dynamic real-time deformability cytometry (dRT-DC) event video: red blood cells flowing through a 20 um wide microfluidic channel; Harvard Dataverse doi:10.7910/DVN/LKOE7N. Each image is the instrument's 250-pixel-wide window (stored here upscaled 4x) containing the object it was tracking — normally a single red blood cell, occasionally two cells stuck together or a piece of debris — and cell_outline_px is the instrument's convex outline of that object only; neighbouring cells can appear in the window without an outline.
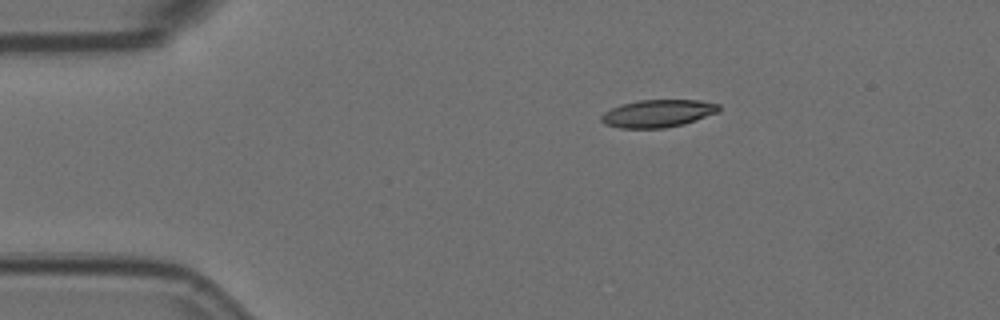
{"species": "Egyptian fruit bat (a non-hibernating species)", "species_latin": "Rousettus aegyptiacus", "temperature_condition": "room temperature", "stored_images_in_passage": 2, "camera_frame_rate_fps": 3000, "um_per_image_px": 0.085, "animal": {"sex": "female"}, "frame": {"image": 1, "passage_image": 1, "time_ms": 0.0, "image_size_px": [1000, 320], "cell_outline_px": [[720, 112], [684, 124], [664, 128], [620, 128], [604, 124], [600, 120], [600, 116], [604, 112], [620, 104], [640, 100], [700, 100], [720, 104]], "centroid_in_image_um": [55.93, 9.64], "position_along_channel_um": 29.1, "area_um2": 19.07}}